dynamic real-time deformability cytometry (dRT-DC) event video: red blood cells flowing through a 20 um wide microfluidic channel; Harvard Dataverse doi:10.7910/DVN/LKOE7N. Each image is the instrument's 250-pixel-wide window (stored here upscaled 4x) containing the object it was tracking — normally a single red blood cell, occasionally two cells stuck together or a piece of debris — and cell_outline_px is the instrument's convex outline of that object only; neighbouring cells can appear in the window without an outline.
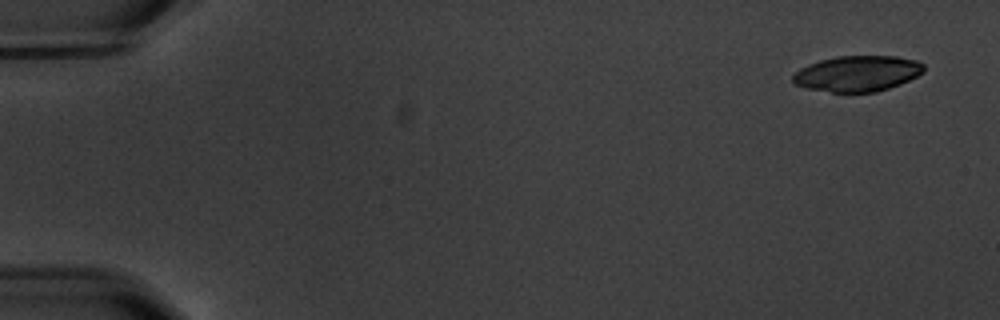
{"species": "common noctule bat (a hibernating species)", "species_latin": "Nyctalus noctula", "temperature_condition": "warm", "stored_images_in_passage": 6, "camera_frame_rate_fps": 3000, "um_per_image_px": 0.085, "animal": {"sex": "male", "body_mass_g": 20.1, "forearm_length_mm": 53.5}, "frame": {"image": 1, "passage_image": 1, "time_ms": 0.0, "image_size_px": [1000, 320], "cell_outline_px": [[924, 72], [900, 84], [876, 92], [832, 92], [808, 88], [796, 84], [792, 80], [792, 76], [800, 68], [808, 64], [820, 60], [836, 56], [896, 56], [916, 60], [924, 64]], "centroid_in_image_um": [72.89, 6.24], "position_along_channel_um": 12.1, "area_um2": 27.17}}